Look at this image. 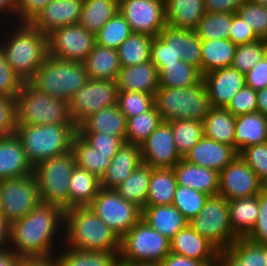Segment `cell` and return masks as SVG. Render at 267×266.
I'll list each match as a JSON object with an SVG mask.
<instances>
[{"label":"cell","mask_w":267,"mask_h":266,"mask_svg":"<svg viewBox=\"0 0 267 266\" xmlns=\"http://www.w3.org/2000/svg\"><path fill=\"white\" fill-rule=\"evenodd\" d=\"M142 163L141 149L139 145L124 143L101 178V187L115 189L124 182L131 173Z\"/></svg>","instance_id":"cb8c5ba5"},{"label":"cell","mask_w":267,"mask_h":266,"mask_svg":"<svg viewBox=\"0 0 267 266\" xmlns=\"http://www.w3.org/2000/svg\"><path fill=\"white\" fill-rule=\"evenodd\" d=\"M246 86L254 90L267 87V54L255 65V67L245 74Z\"/></svg>","instance_id":"be15d7a7"},{"label":"cell","mask_w":267,"mask_h":266,"mask_svg":"<svg viewBox=\"0 0 267 266\" xmlns=\"http://www.w3.org/2000/svg\"><path fill=\"white\" fill-rule=\"evenodd\" d=\"M217 260L221 266H244L229 249L218 250Z\"/></svg>","instance_id":"2644e50d"},{"label":"cell","mask_w":267,"mask_h":266,"mask_svg":"<svg viewBox=\"0 0 267 266\" xmlns=\"http://www.w3.org/2000/svg\"><path fill=\"white\" fill-rule=\"evenodd\" d=\"M253 243H267V189L259 193V214L252 231L245 237Z\"/></svg>","instance_id":"91938a15"},{"label":"cell","mask_w":267,"mask_h":266,"mask_svg":"<svg viewBox=\"0 0 267 266\" xmlns=\"http://www.w3.org/2000/svg\"><path fill=\"white\" fill-rule=\"evenodd\" d=\"M77 132H101L125 137L126 118L116 104L89 115L77 126Z\"/></svg>","instance_id":"f1b7e54d"},{"label":"cell","mask_w":267,"mask_h":266,"mask_svg":"<svg viewBox=\"0 0 267 266\" xmlns=\"http://www.w3.org/2000/svg\"><path fill=\"white\" fill-rule=\"evenodd\" d=\"M205 13L203 0H165L166 23L176 29L195 31Z\"/></svg>","instance_id":"83f0119b"},{"label":"cell","mask_w":267,"mask_h":266,"mask_svg":"<svg viewBox=\"0 0 267 266\" xmlns=\"http://www.w3.org/2000/svg\"><path fill=\"white\" fill-rule=\"evenodd\" d=\"M16 128L15 97L0 95V138L14 135Z\"/></svg>","instance_id":"6f0895ef"},{"label":"cell","mask_w":267,"mask_h":266,"mask_svg":"<svg viewBox=\"0 0 267 266\" xmlns=\"http://www.w3.org/2000/svg\"><path fill=\"white\" fill-rule=\"evenodd\" d=\"M0 214L12 223L25 217L40 203V195L33 173L0 181Z\"/></svg>","instance_id":"8fae6325"},{"label":"cell","mask_w":267,"mask_h":266,"mask_svg":"<svg viewBox=\"0 0 267 266\" xmlns=\"http://www.w3.org/2000/svg\"><path fill=\"white\" fill-rule=\"evenodd\" d=\"M48 54L52 57L84 62L96 44L95 34L78 24L67 25L47 35Z\"/></svg>","instance_id":"5bb4252c"},{"label":"cell","mask_w":267,"mask_h":266,"mask_svg":"<svg viewBox=\"0 0 267 266\" xmlns=\"http://www.w3.org/2000/svg\"><path fill=\"white\" fill-rule=\"evenodd\" d=\"M177 185L173 168H152L146 206L172 205Z\"/></svg>","instance_id":"e575fe53"},{"label":"cell","mask_w":267,"mask_h":266,"mask_svg":"<svg viewBox=\"0 0 267 266\" xmlns=\"http://www.w3.org/2000/svg\"><path fill=\"white\" fill-rule=\"evenodd\" d=\"M31 173L33 167L17 135L0 138V181Z\"/></svg>","instance_id":"484cf974"},{"label":"cell","mask_w":267,"mask_h":266,"mask_svg":"<svg viewBox=\"0 0 267 266\" xmlns=\"http://www.w3.org/2000/svg\"><path fill=\"white\" fill-rule=\"evenodd\" d=\"M236 117L225 108L211 107L203 121L204 136L234 147Z\"/></svg>","instance_id":"8d00e7d4"},{"label":"cell","mask_w":267,"mask_h":266,"mask_svg":"<svg viewBox=\"0 0 267 266\" xmlns=\"http://www.w3.org/2000/svg\"><path fill=\"white\" fill-rule=\"evenodd\" d=\"M97 152L116 154L125 143V137L111 136L101 132H77Z\"/></svg>","instance_id":"db71d44e"},{"label":"cell","mask_w":267,"mask_h":266,"mask_svg":"<svg viewBox=\"0 0 267 266\" xmlns=\"http://www.w3.org/2000/svg\"><path fill=\"white\" fill-rule=\"evenodd\" d=\"M83 7V0H51L30 23L48 35L53 30L77 24Z\"/></svg>","instance_id":"d6986e66"},{"label":"cell","mask_w":267,"mask_h":266,"mask_svg":"<svg viewBox=\"0 0 267 266\" xmlns=\"http://www.w3.org/2000/svg\"><path fill=\"white\" fill-rule=\"evenodd\" d=\"M89 79L116 81L121 64L117 49L95 44L94 48L83 62Z\"/></svg>","instance_id":"4dcf8cb0"},{"label":"cell","mask_w":267,"mask_h":266,"mask_svg":"<svg viewBox=\"0 0 267 266\" xmlns=\"http://www.w3.org/2000/svg\"><path fill=\"white\" fill-rule=\"evenodd\" d=\"M154 106L165 122L181 119L203 122L211 108L203 78L188 87H159L154 94Z\"/></svg>","instance_id":"5b68a950"},{"label":"cell","mask_w":267,"mask_h":266,"mask_svg":"<svg viewBox=\"0 0 267 266\" xmlns=\"http://www.w3.org/2000/svg\"><path fill=\"white\" fill-rule=\"evenodd\" d=\"M64 243V210L40 203L25 217L10 223L9 247L20 257H55Z\"/></svg>","instance_id":"6da1fadb"},{"label":"cell","mask_w":267,"mask_h":266,"mask_svg":"<svg viewBox=\"0 0 267 266\" xmlns=\"http://www.w3.org/2000/svg\"><path fill=\"white\" fill-rule=\"evenodd\" d=\"M208 198L209 196L205 193L177 185L172 205L190 221L202 210Z\"/></svg>","instance_id":"c3c4849f"},{"label":"cell","mask_w":267,"mask_h":266,"mask_svg":"<svg viewBox=\"0 0 267 266\" xmlns=\"http://www.w3.org/2000/svg\"><path fill=\"white\" fill-rule=\"evenodd\" d=\"M117 105L127 120L150 110L154 106V95L143 92L118 91Z\"/></svg>","instance_id":"f907efd6"},{"label":"cell","mask_w":267,"mask_h":266,"mask_svg":"<svg viewBox=\"0 0 267 266\" xmlns=\"http://www.w3.org/2000/svg\"><path fill=\"white\" fill-rule=\"evenodd\" d=\"M77 166L87 169L90 173L101 179L116 154H102L96 151L78 133L72 140V149Z\"/></svg>","instance_id":"74e56055"},{"label":"cell","mask_w":267,"mask_h":266,"mask_svg":"<svg viewBox=\"0 0 267 266\" xmlns=\"http://www.w3.org/2000/svg\"><path fill=\"white\" fill-rule=\"evenodd\" d=\"M179 55L182 61L195 66L201 72V39L195 31L176 29L166 25L158 35Z\"/></svg>","instance_id":"d4e9b609"},{"label":"cell","mask_w":267,"mask_h":266,"mask_svg":"<svg viewBox=\"0 0 267 266\" xmlns=\"http://www.w3.org/2000/svg\"><path fill=\"white\" fill-rule=\"evenodd\" d=\"M119 12L134 33L155 37L167 25L165 0H123L119 3Z\"/></svg>","instance_id":"9a60e30c"},{"label":"cell","mask_w":267,"mask_h":266,"mask_svg":"<svg viewBox=\"0 0 267 266\" xmlns=\"http://www.w3.org/2000/svg\"><path fill=\"white\" fill-rule=\"evenodd\" d=\"M211 107L225 108L233 96L246 86L245 74L227 67L203 75Z\"/></svg>","instance_id":"ac0fdd59"},{"label":"cell","mask_w":267,"mask_h":266,"mask_svg":"<svg viewBox=\"0 0 267 266\" xmlns=\"http://www.w3.org/2000/svg\"><path fill=\"white\" fill-rule=\"evenodd\" d=\"M16 124L47 125L75 124L68 102L35 89L24 82L15 97Z\"/></svg>","instance_id":"52a82bcc"},{"label":"cell","mask_w":267,"mask_h":266,"mask_svg":"<svg viewBox=\"0 0 267 266\" xmlns=\"http://www.w3.org/2000/svg\"><path fill=\"white\" fill-rule=\"evenodd\" d=\"M161 266H204L205 263L194 259H189L175 253H169L160 263Z\"/></svg>","instance_id":"003e7915"},{"label":"cell","mask_w":267,"mask_h":266,"mask_svg":"<svg viewBox=\"0 0 267 266\" xmlns=\"http://www.w3.org/2000/svg\"><path fill=\"white\" fill-rule=\"evenodd\" d=\"M188 225L218 250L228 249L238 237L232 232L229 202L220 195L209 196L202 210Z\"/></svg>","instance_id":"30bf717a"},{"label":"cell","mask_w":267,"mask_h":266,"mask_svg":"<svg viewBox=\"0 0 267 266\" xmlns=\"http://www.w3.org/2000/svg\"><path fill=\"white\" fill-rule=\"evenodd\" d=\"M119 252L77 250L64 244L55 254L59 266H113Z\"/></svg>","instance_id":"d590c367"},{"label":"cell","mask_w":267,"mask_h":266,"mask_svg":"<svg viewBox=\"0 0 267 266\" xmlns=\"http://www.w3.org/2000/svg\"><path fill=\"white\" fill-rule=\"evenodd\" d=\"M89 80L82 62L62 60L48 54L28 82L41 92L69 102Z\"/></svg>","instance_id":"8992f818"},{"label":"cell","mask_w":267,"mask_h":266,"mask_svg":"<svg viewBox=\"0 0 267 266\" xmlns=\"http://www.w3.org/2000/svg\"><path fill=\"white\" fill-rule=\"evenodd\" d=\"M170 252L208 264L217 259L218 249L187 225L170 239Z\"/></svg>","instance_id":"44dd1931"},{"label":"cell","mask_w":267,"mask_h":266,"mask_svg":"<svg viewBox=\"0 0 267 266\" xmlns=\"http://www.w3.org/2000/svg\"><path fill=\"white\" fill-rule=\"evenodd\" d=\"M203 78L200 70L182 60L165 64L159 70V87L183 88L198 83Z\"/></svg>","instance_id":"b9f144b4"},{"label":"cell","mask_w":267,"mask_h":266,"mask_svg":"<svg viewBox=\"0 0 267 266\" xmlns=\"http://www.w3.org/2000/svg\"><path fill=\"white\" fill-rule=\"evenodd\" d=\"M238 151L230 145L203 136L184 156L187 162L201 167L222 171L237 156Z\"/></svg>","instance_id":"ffe728a7"},{"label":"cell","mask_w":267,"mask_h":266,"mask_svg":"<svg viewBox=\"0 0 267 266\" xmlns=\"http://www.w3.org/2000/svg\"><path fill=\"white\" fill-rule=\"evenodd\" d=\"M246 0H203L206 13H237Z\"/></svg>","instance_id":"e7e4bbea"},{"label":"cell","mask_w":267,"mask_h":266,"mask_svg":"<svg viewBox=\"0 0 267 266\" xmlns=\"http://www.w3.org/2000/svg\"><path fill=\"white\" fill-rule=\"evenodd\" d=\"M150 60L159 71L165 64L176 63L181 58L159 36H155L152 40Z\"/></svg>","instance_id":"94428289"},{"label":"cell","mask_w":267,"mask_h":266,"mask_svg":"<svg viewBox=\"0 0 267 266\" xmlns=\"http://www.w3.org/2000/svg\"><path fill=\"white\" fill-rule=\"evenodd\" d=\"M257 111L267 116V87L256 91Z\"/></svg>","instance_id":"753ad0ef"},{"label":"cell","mask_w":267,"mask_h":266,"mask_svg":"<svg viewBox=\"0 0 267 266\" xmlns=\"http://www.w3.org/2000/svg\"><path fill=\"white\" fill-rule=\"evenodd\" d=\"M116 83L118 91L143 92L154 95L159 88V71L152 61L121 67Z\"/></svg>","instance_id":"7402d4cb"},{"label":"cell","mask_w":267,"mask_h":266,"mask_svg":"<svg viewBox=\"0 0 267 266\" xmlns=\"http://www.w3.org/2000/svg\"><path fill=\"white\" fill-rule=\"evenodd\" d=\"M24 81L12 70L5 55L0 50V95L16 97Z\"/></svg>","instance_id":"9f6ffc18"},{"label":"cell","mask_w":267,"mask_h":266,"mask_svg":"<svg viewBox=\"0 0 267 266\" xmlns=\"http://www.w3.org/2000/svg\"><path fill=\"white\" fill-rule=\"evenodd\" d=\"M18 266H59L55 257L21 258Z\"/></svg>","instance_id":"a7ac6f4b"},{"label":"cell","mask_w":267,"mask_h":266,"mask_svg":"<svg viewBox=\"0 0 267 266\" xmlns=\"http://www.w3.org/2000/svg\"><path fill=\"white\" fill-rule=\"evenodd\" d=\"M232 13H205L195 30L201 40L229 39Z\"/></svg>","instance_id":"f6af8a7d"},{"label":"cell","mask_w":267,"mask_h":266,"mask_svg":"<svg viewBox=\"0 0 267 266\" xmlns=\"http://www.w3.org/2000/svg\"><path fill=\"white\" fill-rule=\"evenodd\" d=\"M89 206L120 238L142 218V209L126 201L115 189L101 187Z\"/></svg>","instance_id":"7c38bea8"},{"label":"cell","mask_w":267,"mask_h":266,"mask_svg":"<svg viewBox=\"0 0 267 266\" xmlns=\"http://www.w3.org/2000/svg\"><path fill=\"white\" fill-rule=\"evenodd\" d=\"M117 12H119V3L115 0H83L77 24L96 34Z\"/></svg>","instance_id":"f35d334b"},{"label":"cell","mask_w":267,"mask_h":266,"mask_svg":"<svg viewBox=\"0 0 267 266\" xmlns=\"http://www.w3.org/2000/svg\"><path fill=\"white\" fill-rule=\"evenodd\" d=\"M244 266H267V243L237 238L228 248Z\"/></svg>","instance_id":"7dc6e473"},{"label":"cell","mask_w":267,"mask_h":266,"mask_svg":"<svg viewBox=\"0 0 267 266\" xmlns=\"http://www.w3.org/2000/svg\"><path fill=\"white\" fill-rule=\"evenodd\" d=\"M170 253V240L142 218L120 238L119 260L161 263Z\"/></svg>","instance_id":"9c48e42d"},{"label":"cell","mask_w":267,"mask_h":266,"mask_svg":"<svg viewBox=\"0 0 267 266\" xmlns=\"http://www.w3.org/2000/svg\"><path fill=\"white\" fill-rule=\"evenodd\" d=\"M264 41L266 43V48H267V36L264 38Z\"/></svg>","instance_id":"09005b40"},{"label":"cell","mask_w":267,"mask_h":266,"mask_svg":"<svg viewBox=\"0 0 267 266\" xmlns=\"http://www.w3.org/2000/svg\"><path fill=\"white\" fill-rule=\"evenodd\" d=\"M76 133L75 124H17L15 131L32 167L71 151L72 140Z\"/></svg>","instance_id":"277c9868"},{"label":"cell","mask_w":267,"mask_h":266,"mask_svg":"<svg viewBox=\"0 0 267 266\" xmlns=\"http://www.w3.org/2000/svg\"><path fill=\"white\" fill-rule=\"evenodd\" d=\"M204 266H221V265L219 261L216 259L214 262L205 264Z\"/></svg>","instance_id":"11e5206c"},{"label":"cell","mask_w":267,"mask_h":266,"mask_svg":"<svg viewBox=\"0 0 267 266\" xmlns=\"http://www.w3.org/2000/svg\"><path fill=\"white\" fill-rule=\"evenodd\" d=\"M154 37L144 33L132 34L117 48L121 67L143 64L150 60Z\"/></svg>","instance_id":"60d3db41"},{"label":"cell","mask_w":267,"mask_h":266,"mask_svg":"<svg viewBox=\"0 0 267 266\" xmlns=\"http://www.w3.org/2000/svg\"><path fill=\"white\" fill-rule=\"evenodd\" d=\"M131 34L129 23L117 12L95 34V40L100 46L117 49Z\"/></svg>","instance_id":"bcb514c9"},{"label":"cell","mask_w":267,"mask_h":266,"mask_svg":"<svg viewBox=\"0 0 267 266\" xmlns=\"http://www.w3.org/2000/svg\"><path fill=\"white\" fill-rule=\"evenodd\" d=\"M267 142V116L256 112L236 116L234 148L238 153L249 146Z\"/></svg>","instance_id":"4316f807"},{"label":"cell","mask_w":267,"mask_h":266,"mask_svg":"<svg viewBox=\"0 0 267 266\" xmlns=\"http://www.w3.org/2000/svg\"><path fill=\"white\" fill-rule=\"evenodd\" d=\"M73 151L47 159L33 167L42 203L69 209V181L75 167Z\"/></svg>","instance_id":"ba28073f"},{"label":"cell","mask_w":267,"mask_h":266,"mask_svg":"<svg viewBox=\"0 0 267 266\" xmlns=\"http://www.w3.org/2000/svg\"><path fill=\"white\" fill-rule=\"evenodd\" d=\"M233 116H239L257 111L256 90L244 86L236 93L225 107Z\"/></svg>","instance_id":"11a10c76"},{"label":"cell","mask_w":267,"mask_h":266,"mask_svg":"<svg viewBox=\"0 0 267 266\" xmlns=\"http://www.w3.org/2000/svg\"><path fill=\"white\" fill-rule=\"evenodd\" d=\"M101 188V179L75 165L69 181V208L89 206Z\"/></svg>","instance_id":"836d02e7"},{"label":"cell","mask_w":267,"mask_h":266,"mask_svg":"<svg viewBox=\"0 0 267 266\" xmlns=\"http://www.w3.org/2000/svg\"><path fill=\"white\" fill-rule=\"evenodd\" d=\"M232 232L245 238L256 224L259 214V194L228 200Z\"/></svg>","instance_id":"1f68e13d"},{"label":"cell","mask_w":267,"mask_h":266,"mask_svg":"<svg viewBox=\"0 0 267 266\" xmlns=\"http://www.w3.org/2000/svg\"><path fill=\"white\" fill-rule=\"evenodd\" d=\"M51 0H17V23H31Z\"/></svg>","instance_id":"6125c7cd"},{"label":"cell","mask_w":267,"mask_h":266,"mask_svg":"<svg viewBox=\"0 0 267 266\" xmlns=\"http://www.w3.org/2000/svg\"><path fill=\"white\" fill-rule=\"evenodd\" d=\"M255 172L258 180L267 186V142L242 149L238 154Z\"/></svg>","instance_id":"f5cc1de1"},{"label":"cell","mask_w":267,"mask_h":266,"mask_svg":"<svg viewBox=\"0 0 267 266\" xmlns=\"http://www.w3.org/2000/svg\"><path fill=\"white\" fill-rule=\"evenodd\" d=\"M178 185L193 188L208 196L219 193V172L198 166L182 158L174 167Z\"/></svg>","instance_id":"603a6c76"},{"label":"cell","mask_w":267,"mask_h":266,"mask_svg":"<svg viewBox=\"0 0 267 266\" xmlns=\"http://www.w3.org/2000/svg\"><path fill=\"white\" fill-rule=\"evenodd\" d=\"M255 2L267 7V0H254Z\"/></svg>","instance_id":"b9fcfbb0"},{"label":"cell","mask_w":267,"mask_h":266,"mask_svg":"<svg viewBox=\"0 0 267 266\" xmlns=\"http://www.w3.org/2000/svg\"><path fill=\"white\" fill-rule=\"evenodd\" d=\"M10 223L0 214V249L9 247Z\"/></svg>","instance_id":"8c879c8a"},{"label":"cell","mask_w":267,"mask_h":266,"mask_svg":"<svg viewBox=\"0 0 267 266\" xmlns=\"http://www.w3.org/2000/svg\"><path fill=\"white\" fill-rule=\"evenodd\" d=\"M142 219L169 240L188 225V220L173 205L146 206Z\"/></svg>","instance_id":"f546056e"},{"label":"cell","mask_w":267,"mask_h":266,"mask_svg":"<svg viewBox=\"0 0 267 266\" xmlns=\"http://www.w3.org/2000/svg\"><path fill=\"white\" fill-rule=\"evenodd\" d=\"M113 266H128L125 262H122L121 260H117V262Z\"/></svg>","instance_id":"2a66077c"},{"label":"cell","mask_w":267,"mask_h":266,"mask_svg":"<svg viewBox=\"0 0 267 266\" xmlns=\"http://www.w3.org/2000/svg\"><path fill=\"white\" fill-rule=\"evenodd\" d=\"M237 45L230 39L201 40V74L231 67Z\"/></svg>","instance_id":"d6a6232c"},{"label":"cell","mask_w":267,"mask_h":266,"mask_svg":"<svg viewBox=\"0 0 267 266\" xmlns=\"http://www.w3.org/2000/svg\"><path fill=\"white\" fill-rule=\"evenodd\" d=\"M116 81L90 79L68 102L72 121L78 126L89 115L117 104Z\"/></svg>","instance_id":"4fadbf2b"},{"label":"cell","mask_w":267,"mask_h":266,"mask_svg":"<svg viewBox=\"0 0 267 266\" xmlns=\"http://www.w3.org/2000/svg\"><path fill=\"white\" fill-rule=\"evenodd\" d=\"M151 170V166L141 163L115 190L126 201L143 210L146 207Z\"/></svg>","instance_id":"ab89813d"},{"label":"cell","mask_w":267,"mask_h":266,"mask_svg":"<svg viewBox=\"0 0 267 266\" xmlns=\"http://www.w3.org/2000/svg\"><path fill=\"white\" fill-rule=\"evenodd\" d=\"M254 32L264 39L267 36V7L255 2L246 0L237 11Z\"/></svg>","instance_id":"816d5d0a"},{"label":"cell","mask_w":267,"mask_h":266,"mask_svg":"<svg viewBox=\"0 0 267 266\" xmlns=\"http://www.w3.org/2000/svg\"><path fill=\"white\" fill-rule=\"evenodd\" d=\"M65 246L88 251H120V237L90 208L77 206L64 210Z\"/></svg>","instance_id":"3957f363"},{"label":"cell","mask_w":267,"mask_h":266,"mask_svg":"<svg viewBox=\"0 0 267 266\" xmlns=\"http://www.w3.org/2000/svg\"><path fill=\"white\" fill-rule=\"evenodd\" d=\"M162 118L153 106L147 112L126 120L125 143L141 145L152 132L160 125Z\"/></svg>","instance_id":"7bdbcfd3"},{"label":"cell","mask_w":267,"mask_h":266,"mask_svg":"<svg viewBox=\"0 0 267 266\" xmlns=\"http://www.w3.org/2000/svg\"><path fill=\"white\" fill-rule=\"evenodd\" d=\"M142 163L152 168H173L182 157L176 150L169 122L162 121L140 145Z\"/></svg>","instance_id":"e0dca14e"},{"label":"cell","mask_w":267,"mask_h":266,"mask_svg":"<svg viewBox=\"0 0 267 266\" xmlns=\"http://www.w3.org/2000/svg\"><path fill=\"white\" fill-rule=\"evenodd\" d=\"M21 258L10 247L0 249V266H18Z\"/></svg>","instance_id":"89a4df30"},{"label":"cell","mask_w":267,"mask_h":266,"mask_svg":"<svg viewBox=\"0 0 267 266\" xmlns=\"http://www.w3.org/2000/svg\"><path fill=\"white\" fill-rule=\"evenodd\" d=\"M0 50L12 70L28 82L48 55L47 35L30 23L0 26Z\"/></svg>","instance_id":"7a4b0ae2"},{"label":"cell","mask_w":267,"mask_h":266,"mask_svg":"<svg viewBox=\"0 0 267 266\" xmlns=\"http://www.w3.org/2000/svg\"><path fill=\"white\" fill-rule=\"evenodd\" d=\"M264 188L255 172L239 155L219 172L218 195L227 200L258 195Z\"/></svg>","instance_id":"2e32d148"},{"label":"cell","mask_w":267,"mask_h":266,"mask_svg":"<svg viewBox=\"0 0 267 266\" xmlns=\"http://www.w3.org/2000/svg\"><path fill=\"white\" fill-rule=\"evenodd\" d=\"M17 0H0V26L16 22Z\"/></svg>","instance_id":"03108f58"},{"label":"cell","mask_w":267,"mask_h":266,"mask_svg":"<svg viewBox=\"0 0 267 266\" xmlns=\"http://www.w3.org/2000/svg\"><path fill=\"white\" fill-rule=\"evenodd\" d=\"M169 124L173 132L176 150L184 158L191 148L204 136L203 122L181 119L171 121Z\"/></svg>","instance_id":"ee69618b"},{"label":"cell","mask_w":267,"mask_h":266,"mask_svg":"<svg viewBox=\"0 0 267 266\" xmlns=\"http://www.w3.org/2000/svg\"><path fill=\"white\" fill-rule=\"evenodd\" d=\"M128 266H161L160 263L157 262H134V263H126Z\"/></svg>","instance_id":"34e18365"},{"label":"cell","mask_w":267,"mask_h":266,"mask_svg":"<svg viewBox=\"0 0 267 266\" xmlns=\"http://www.w3.org/2000/svg\"><path fill=\"white\" fill-rule=\"evenodd\" d=\"M229 39L236 45L253 43L261 38L254 32L252 26L237 13H232V25Z\"/></svg>","instance_id":"680465c9"},{"label":"cell","mask_w":267,"mask_h":266,"mask_svg":"<svg viewBox=\"0 0 267 266\" xmlns=\"http://www.w3.org/2000/svg\"><path fill=\"white\" fill-rule=\"evenodd\" d=\"M267 54L266 43L260 39L253 43L237 45L231 67L246 74Z\"/></svg>","instance_id":"681fc988"}]
</instances>
